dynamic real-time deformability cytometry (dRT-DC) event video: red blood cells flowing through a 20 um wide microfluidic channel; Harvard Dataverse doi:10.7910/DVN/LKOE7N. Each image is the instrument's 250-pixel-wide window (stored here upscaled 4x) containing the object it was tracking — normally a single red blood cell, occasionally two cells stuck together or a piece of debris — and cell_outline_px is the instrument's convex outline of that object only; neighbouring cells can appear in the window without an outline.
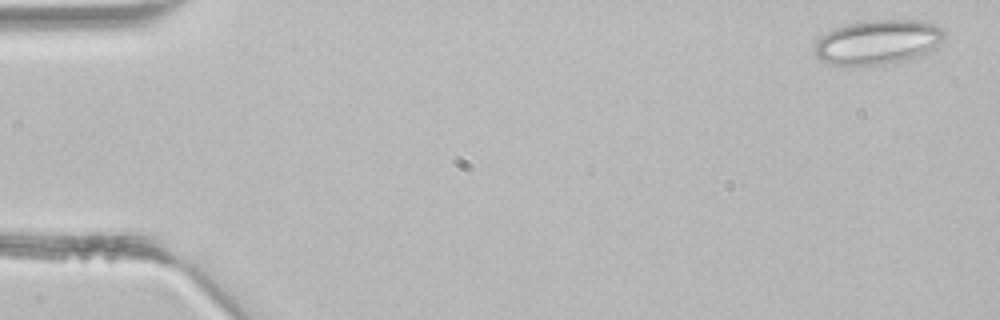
{"species": "common noctule bat (a hibernating species)", "species_latin": "Nyctalus noctula", "temperature_condition": "room temperature", "stored_images_in_passage": 44, "camera_frame_rate_fps": 3000, "um_per_image_px": 0.085, "animal": {"sex": "male", "body_mass_g": 21.5, "forearm_length_mm": 52.0}, "frame": {"image": 1, "passage_image": 2, "time_ms": 0.333, "image_size_px": [1000, 320], "cell_outline_px": [[944, 36], [936, 48], [912, 60], [900, 64], [848, 68], [832, 64], [820, 60], [816, 56], [816, 40], [820, 36], [836, 28], [860, 20], [924, 20], [944, 28]], "centroid_in_image_um": [74.65, 3.63], "position_along_channel_um": 10.4, "area_um2": 34.97}}
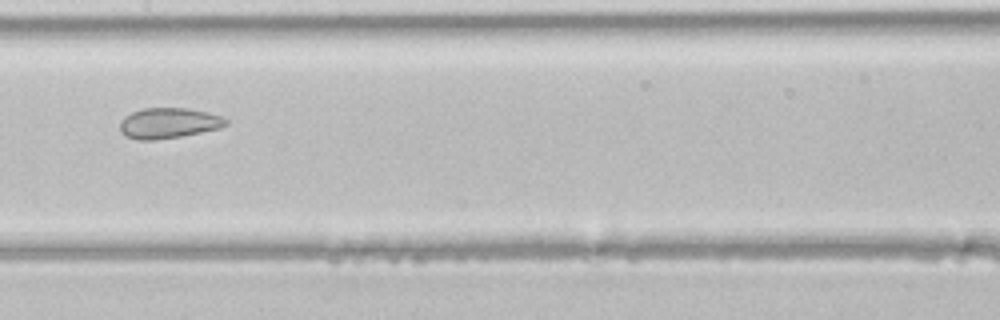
{"frame": {"image": 2, "passage_image": 22, "time_ms": 7.0, "image_size_px": [1000, 320], "cell_outline_px": [[228, 124], [220, 128], [180, 136], [156, 140], [136, 140], [124, 136], [120, 132], [120, 120], [124, 116], [132, 112], [144, 108], [188, 108], [220, 116], [228, 120]], "centroid_in_image_um": [14.27, 10.47], "position_along_channel_um": 193.1, "area_um2": 18.84}}
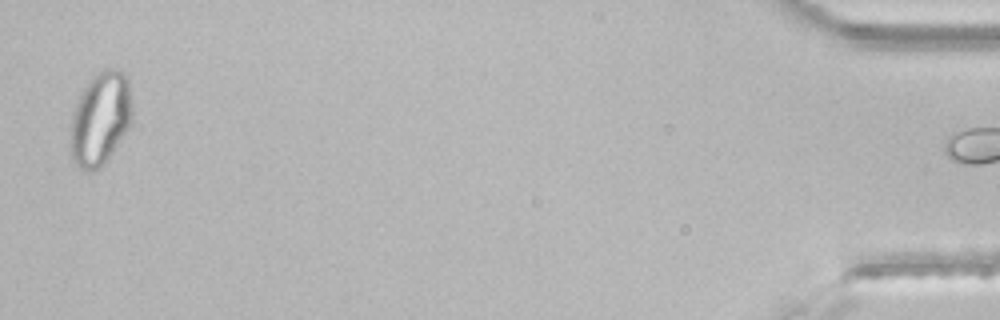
{"frame": {"image": 3, "passage_image": 43, "time_ms": 14.0, "image_size_px": [1000, 320], "cell_outline_px": [[132, 120], [128, 128], [108, 160], [100, 168], [92, 172], [84, 172], [72, 160], [72, 112], [88, 80], [96, 72], [104, 68], [112, 68], [124, 72], [128, 76], [132, 108]], "centroid_in_image_um": [8.56, 10.08], "position_along_channel_um": 426.6, "area_um2": 33.7}}